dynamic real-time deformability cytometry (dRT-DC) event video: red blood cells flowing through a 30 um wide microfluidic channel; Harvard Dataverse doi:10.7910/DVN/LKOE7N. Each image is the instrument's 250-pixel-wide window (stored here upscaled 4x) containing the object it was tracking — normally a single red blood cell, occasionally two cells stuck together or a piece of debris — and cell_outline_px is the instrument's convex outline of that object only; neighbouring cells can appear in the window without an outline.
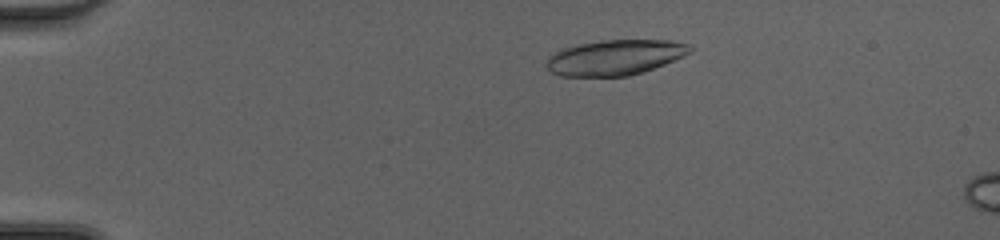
{"species": "common noctule bat (a hibernating species)", "species_latin": "Nyctalus noctula", "temperature_condition": "cold", "stored_images_in_passage": 14, "camera_frame_rate_fps": 3000, "um_per_image_px": 0.085, "animal": {"sex": "female", "body_mass_g": 20.0, "forearm_length_mm": 54.0}, "frame": {"image": 1, "passage_image": 8, "time_ms": 2.333, "image_size_px": [1000, 240], "cell_outline_px": [[692, 52], [684, 56], [664, 64], [628, 76], [560, 76], [552, 72], [544, 64], [548, 56], [560, 48], [580, 44], [604, 40], [672, 40], [688, 44], [692, 48]], "centroid_in_image_um": [52.24, 4.87], "position_along_channel_um": 32.8, "area_um2": 29.54}}